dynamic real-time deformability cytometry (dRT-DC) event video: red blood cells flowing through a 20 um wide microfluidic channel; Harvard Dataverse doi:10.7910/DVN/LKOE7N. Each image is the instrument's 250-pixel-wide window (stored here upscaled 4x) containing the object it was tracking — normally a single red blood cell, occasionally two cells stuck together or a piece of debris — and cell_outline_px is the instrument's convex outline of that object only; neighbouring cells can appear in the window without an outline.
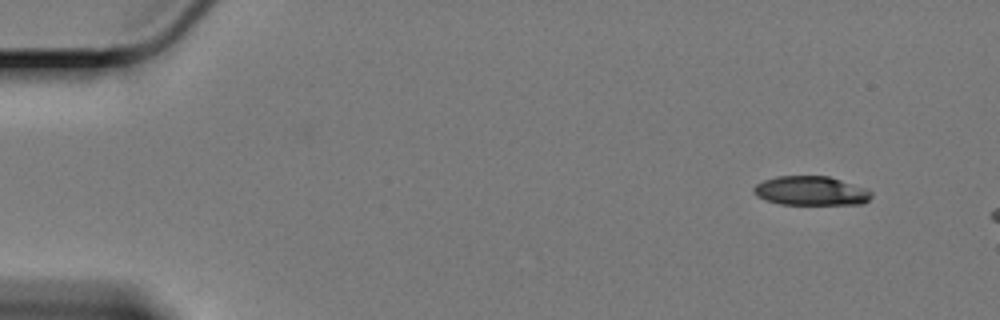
{"species": "Egyptian fruit bat (a non-hibernating species)", "species_latin": "Rousettus aegyptiacus", "temperature_condition": "cold", "stored_images_in_passage": 15, "camera_frame_rate_fps": 3000, "um_per_image_px": 0.085, "animal": {"sex": "female"}, "frame": {"image": 1, "passage_image": 1, "time_ms": 0.0, "image_size_px": [1000, 320], "cell_outline_px": [[872, 196], [868, 200], [860, 204], [780, 204], [764, 200], [756, 196], [752, 192], [752, 188], [756, 184], [764, 180], [776, 176], [828, 176], [868, 188], [872, 192]], "centroid_in_image_um": [68.91, 16.22], "position_along_channel_um": 16.1, "area_um2": 20.17}}
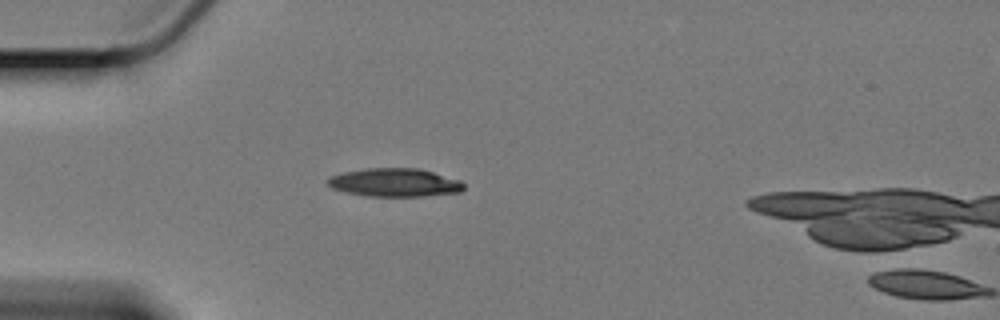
{"frame": {"image": 2, "passage_image": 13, "time_ms": 4.0, "image_size_px": [1000, 320], "cell_outline_px": [[464, 188], [460, 192], [424, 196], [368, 196], [348, 192], [332, 188], [328, 184], [328, 180], [332, 176], [344, 172], [368, 168], [416, 168], [432, 172], [460, 180], [464, 184]], "centroid_in_image_um": [33.58, 15.52], "position_along_channel_um": 51.4, "area_um2": 22.14}}